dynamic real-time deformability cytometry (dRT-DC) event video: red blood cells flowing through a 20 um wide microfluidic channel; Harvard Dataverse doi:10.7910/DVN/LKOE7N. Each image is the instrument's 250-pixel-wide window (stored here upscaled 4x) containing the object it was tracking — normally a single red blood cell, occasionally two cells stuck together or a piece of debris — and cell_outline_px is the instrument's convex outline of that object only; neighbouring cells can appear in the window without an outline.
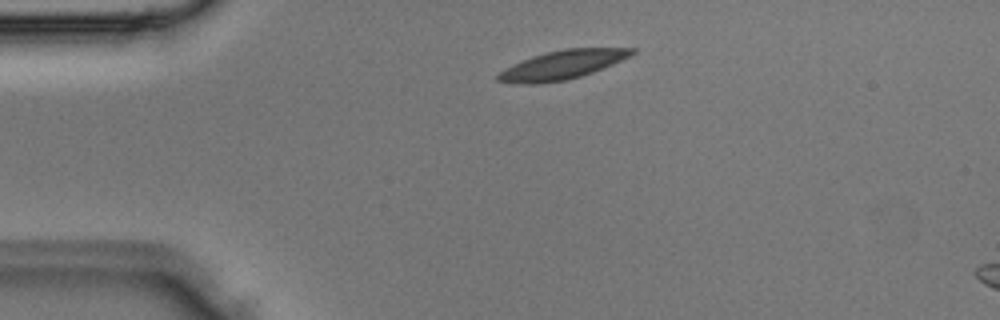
{"species": "Egyptian fruit bat (a non-hibernating species)", "species_latin": "Rousettus aegyptiacus", "temperature_condition": "room temperature", "stored_images_in_passage": 3, "camera_frame_rate_fps": 3000, "um_per_image_px": 0.085, "animal": {"sex": "male"}, "frame": {"image": 1, "passage_image": 1, "time_ms": 0.0, "image_size_px": [1000, 320], "cell_outline_px": [[636, 52], [632, 56], [592, 72], [580, 76], [564, 80], [532, 84], [524, 84], [496, 80], [496, 76], [504, 68], [512, 64], [532, 56], [564, 48], [636, 48]], "centroid_in_image_um": [47.8, 5.5], "position_along_channel_um": 37.2, "area_um2": 22.25}}